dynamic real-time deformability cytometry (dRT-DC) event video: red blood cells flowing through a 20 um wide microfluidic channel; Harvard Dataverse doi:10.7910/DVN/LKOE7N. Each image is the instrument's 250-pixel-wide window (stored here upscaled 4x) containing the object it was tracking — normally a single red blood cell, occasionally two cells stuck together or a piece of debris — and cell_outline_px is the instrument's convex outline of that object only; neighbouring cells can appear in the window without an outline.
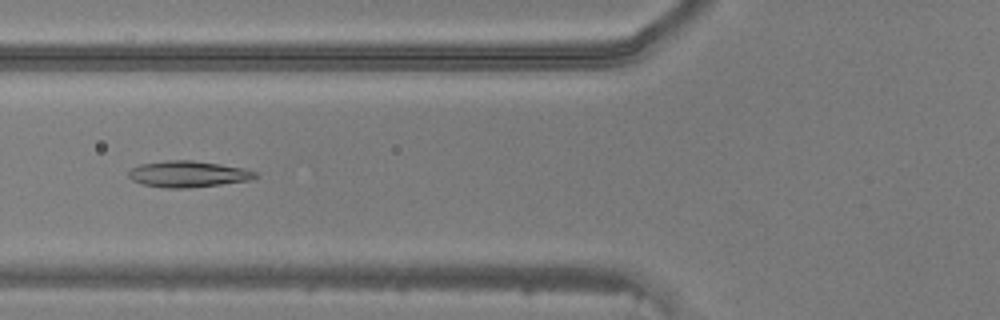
{"species": "common noctule bat (a hibernating species)", "species_latin": "Nyctalus noctula", "temperature_condition": "warm", "stored_images_in_passage": 47, "camera_frame_rate_fps": 3000, "um_per_image_px": 0.085, "animal": {"sex": "male", "body_mass_g": 20.5, "forearm_length_mm": 52.5}, "frame": {"image": 1, "passage_image": 18, "time_ms": 5.667, "image_size_px": [1000, 320], "cell_outline_px": [[260, 176], [252, 180], [188, 188], [164, 188], [144, 184], [132, 180], [128, 176], [128, 172], [132, 168], [140, 164], [168, 160], [192, 160], [220, 164], [244, 168], [256, 172]], "centroid_in_image_um": [16.01, 14.79], "position_along_channel_um": 109.8, "area_um2": 19.42}}
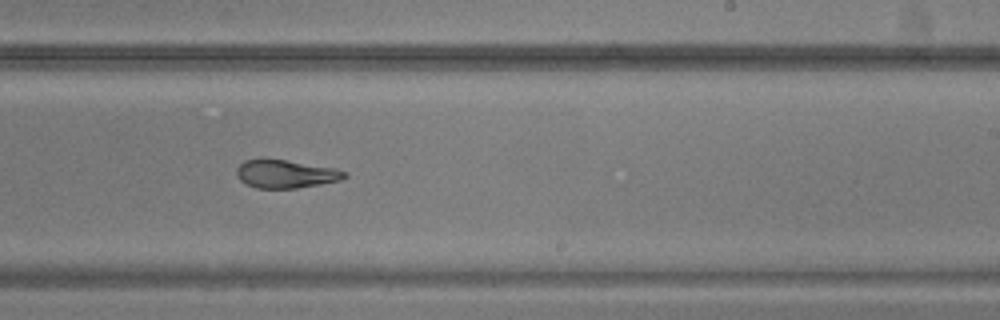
{"frame": {"image": 2, "passage_image": 29, "time_ms": 9.333, "image_size_px": [1000, 320], "cell_outline_px": [[348, 176], [340, 180], [320, 184], [296, 188], [256, 188], [240, 180], [236, 176], [236, 168], [244, 160], [260, 156], [336, 168], [348, 172]], "centroid_in_image_um": [24.25, 14.75], "position_along_channel_um": 264.8, "area_um2": 18.15}}
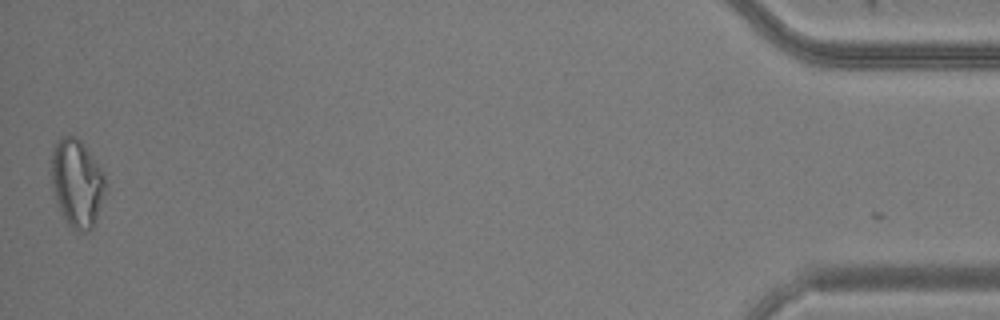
{"frame": {"image": 3, "passage_image": 47, "time_ms": 15.333, "image_size_px": [1000, 320], "cell_outline_px": [[104, 192], [96, 220], [92, 228], [88, 232], [80, 232], [72, 228], [68, 224], [60, 212], [52, 188], [52, 152], [60, 136], [76, 136], [80, 140], [104, 172]], "centroid_in_image_um": [6.53, 15.58], "position_along_channel_um": 428.7, "area_um2": 27.34}}